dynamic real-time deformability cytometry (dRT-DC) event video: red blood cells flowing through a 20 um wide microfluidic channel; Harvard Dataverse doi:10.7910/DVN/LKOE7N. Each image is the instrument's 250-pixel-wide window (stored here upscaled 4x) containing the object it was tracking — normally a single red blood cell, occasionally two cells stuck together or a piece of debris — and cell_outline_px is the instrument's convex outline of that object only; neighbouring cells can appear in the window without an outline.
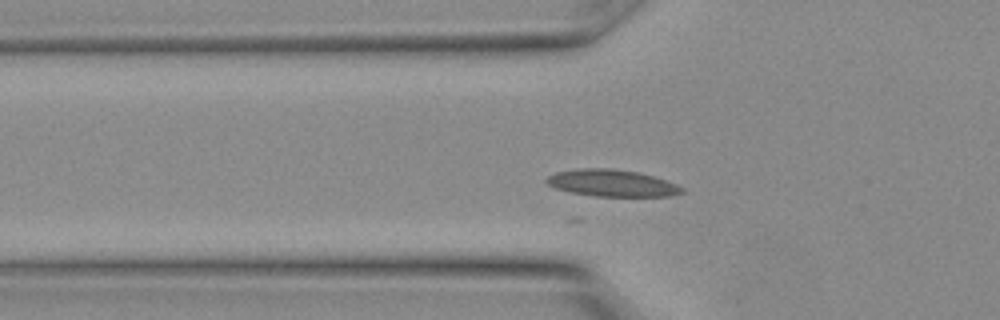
{"species": "Egyptian fruit bat (a non-hibernating species)", "species_latin": "Rousettus aegyptiacus", "temperature_condition": "warm", "stored_images_in_passage": 17, "camera_frame_rate_fps": 3000, "um_per_image_px": 0.085, "animal": {"sex": "female"}, "frame": {"image": 1, "passage_image": 7, "time_ms": 2.0, "image_size_px": [1000, 320], "cell_outline_px": [[684, 192], [668, 196], [596, 196], [572, 192], [556, 188], [548, 184], [544, 180], [548, 176], [556, 172], [580, 168], [612, 168], [636, 172], [652, 176], [676, 184], [684, 188]], "centroid_in_image_um": [52.0, 15.56], "position_along_channel_um": 73.8, "area_um2": 20.92}}
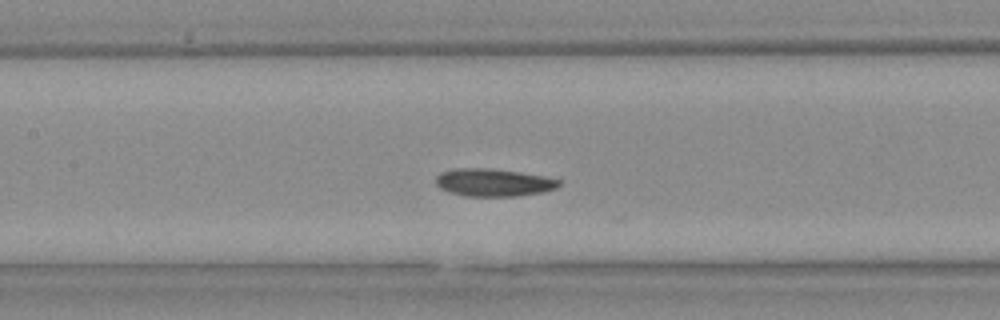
{"frame": {"image": 2, "passage_image": 11, "time_ms": 3.333, "image_size_px": [1000, 320], "cell_outline_px": [[560, 184], [556, 188], [544, 192], [516, 196], [464, 196], [440, 188], [436, 184], [436, 176], [440, 172], [456, 168], [488, 168], [520, 172], [544, 176], [560, 180]], "centroid_in_image_um": [41.94, 15.51], "position_along_channel_um": 165.5, "area_um2": 19.83}}